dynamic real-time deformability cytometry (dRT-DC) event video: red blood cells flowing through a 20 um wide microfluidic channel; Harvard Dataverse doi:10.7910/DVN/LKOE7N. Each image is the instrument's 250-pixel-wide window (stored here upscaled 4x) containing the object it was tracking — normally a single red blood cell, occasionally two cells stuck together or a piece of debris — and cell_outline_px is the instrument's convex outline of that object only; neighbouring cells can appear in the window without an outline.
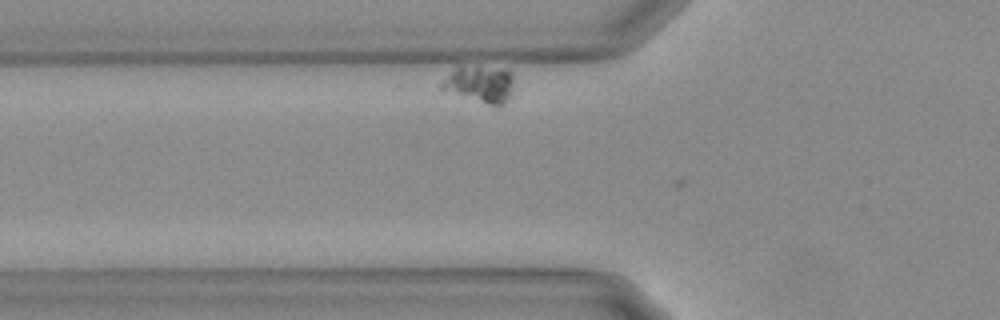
{"species": "Egyptian fruit bat (a non-hibernating species)", "species_latin": "Rousettus aegyptiacus", "temperature_condition": "warm", "stored_images_in_passage": 3, "camera_frame_rate_fps": 3000, "um_per_image_px": 0.085, "animal": {"sex": "female"}, "frame": {"image": 1, "passage_image": 2, "time_ms": 0.333, "image_size_px": [1000, 320], "cell_outline_px": [[516, 88], [512, 96], [504, 104], [488, 104], [440, 88], [440, 84], [460, 64], [508, 68], [512, 72]], "centroid_in_image_um": [40.92, 7.09], "position_along_channel_um": 84.9, "area_um2": 15.84}}